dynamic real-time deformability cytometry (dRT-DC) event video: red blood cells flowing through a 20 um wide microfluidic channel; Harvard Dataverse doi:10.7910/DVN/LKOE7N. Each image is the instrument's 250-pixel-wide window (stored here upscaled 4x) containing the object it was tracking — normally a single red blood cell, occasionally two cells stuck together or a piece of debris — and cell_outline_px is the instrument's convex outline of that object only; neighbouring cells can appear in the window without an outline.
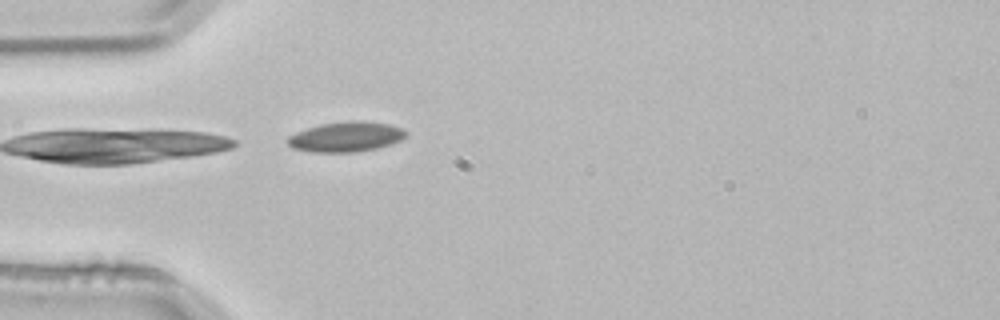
{"species": "common noctule bat (a hibernating species)", "species_latin": "Nyctalus noctula", "temperature_condition": "room temperature", "stored_images_in_passage": 1, "camera_frame_rate_fps": 3000, "um_per_image_px": 0.085, "animal": {"sex": "male", "body_mass_g": 21.5, "forearm_length_mm": 52.0}, "frame": {"image": 1, "passage_image": 1, "time_ms": 0.0, "image_size_px": [1000, 320], "cell_outline_px": [[408, 132], [400, 140], [392, 144], [376, 148], [356, 152], [312, 152], [292, 148], [288, 144], [288, 136], [296, 132], [320, 124], [352, 120], [364, 120], [388, 124], [400, 128]], "centroid_in_image_um": [29.4, 11.62], "position_along_channel_um": 55.6, "area_um2": 20.69}}